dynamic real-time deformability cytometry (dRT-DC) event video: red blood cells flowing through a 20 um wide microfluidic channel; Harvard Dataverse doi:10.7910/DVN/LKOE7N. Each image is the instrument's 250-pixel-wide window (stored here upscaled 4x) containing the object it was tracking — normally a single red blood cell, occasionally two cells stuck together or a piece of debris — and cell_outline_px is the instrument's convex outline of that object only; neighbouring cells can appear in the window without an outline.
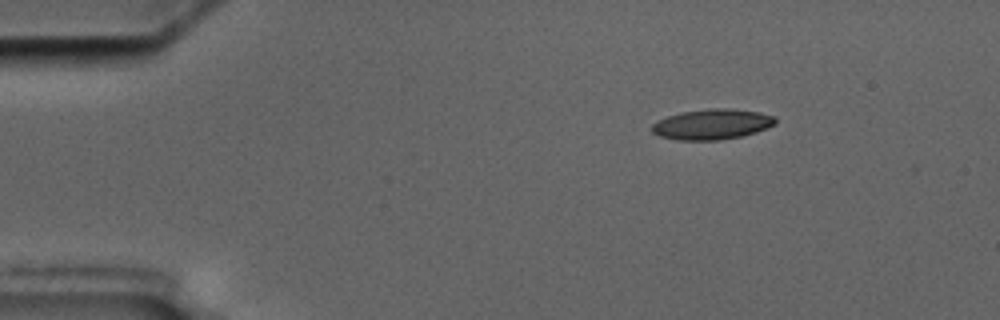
{"species": "common noctule bat (a hibernating species)", "species_latin": "Nyctalus noctula", "temperature_condition": "cold", "stored_images_in_passage": 5, "camera_frame_rate_fps": 3000, "um_per_image_px": 0.085, "animal": {"sex": "male", "body_mass_g": 17.5, "forearm_length_mm": 52.3}, "frame": {"image": 1, "passage_image": 1, "time_ms": 0.0, "image_size_px": [1000, 320], "cell_outline_px": [[776, 124], [756, 132], [740, 136], [720, 140], [680, 140], [660, 136], [652, 132], [652, 124], [668, 116], [680, 112], [708, 108], [728, 108], [760, 112], [776, 116]], "centroid_in_image_um": [60.55, 10.55], "position_along_channel_um": 24.4, "area_um2": 21.85}}
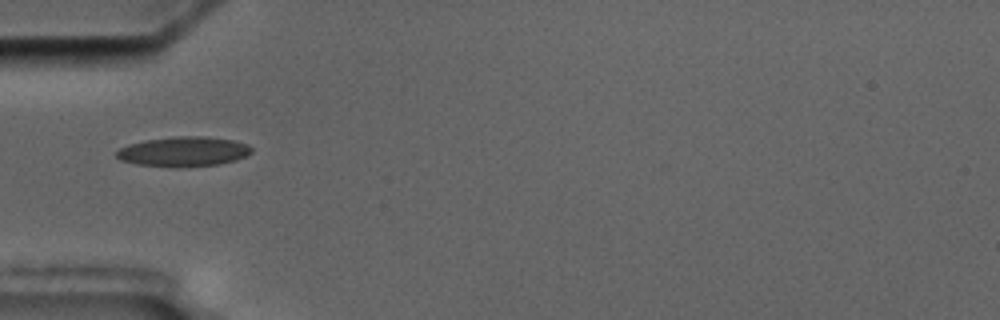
{"frame": {"image": 2, "passage_image": 4, "time_ms": 3.333, "image_size_px": [1000, 320], "cell_outline_px": [[252, 152], [248, 156], [236, 160], [220, 164], [176, 168], [136, 164], [120, 160], [116, 156], [116, 152], [120, 148], [128, 144], [144, 140], [176, 136], [204, 136], [232, 140], [248, 144], [252, 148]], "centroid_in_image_um": [15.61, 12.89], "position_along_channel_um": 69.4, "area_um2": 23.76}}
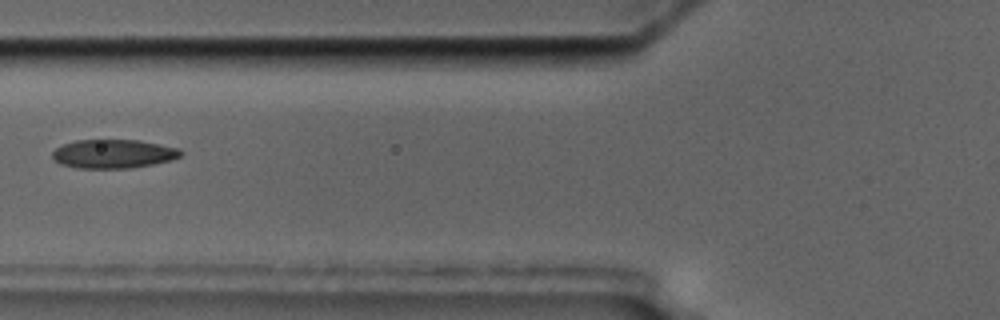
{"frame": {"image": 3, "passage_image": 5, "time_ms": 4.667, "image_size_px": [1000, 320], "cell_outline_px": [[184, 152], [180, 156], [172, 160], [132, 168], [76, 168], [60, 164], [52, 160], [52, 152], [56, 148], [64, 144], [76, 140], [140, 140], [180, 148]], "centroid_in_image_um": [9.64, 13.08], "position_along_channel_um": 116.2, "area_um2": 21.73}}